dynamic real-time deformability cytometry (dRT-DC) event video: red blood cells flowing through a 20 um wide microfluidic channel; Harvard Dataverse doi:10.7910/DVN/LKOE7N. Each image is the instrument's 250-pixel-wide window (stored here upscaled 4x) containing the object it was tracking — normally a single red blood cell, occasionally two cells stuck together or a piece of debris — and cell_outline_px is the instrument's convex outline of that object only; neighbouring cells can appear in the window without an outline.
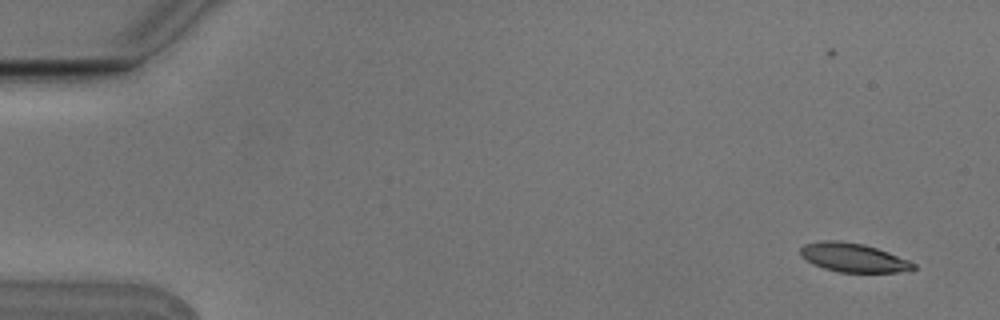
{"species": "Egyptian fruit bat (a non-hibernating species)", "species_latin": "Rousettus aegyptiacus", "temperature_condition": "cold", "stored_images_in_passage": 5, "camera_frame_rate_fps": 3000, "um_per_image_px": 0.085, "animal": {"sex": "male"}, "frame": {"image": 1, "passage_image": 1, "time_ms": 0.0, "image_size_px": [1000, 320], "cell_outline_px": [[916, 268], [896, 272], [840, 272], [824, 268], [812, 264], [804, 260], [800, 256], [800, 248], [804, 244], [824, 240], [840, 240], [864, 244], [888, 252], [908, 260], [916, 264]], "centroid_in_image_um": [72.47, 21.88], "position_along_channel_um": 12.5, "area_um2": 19.02}}
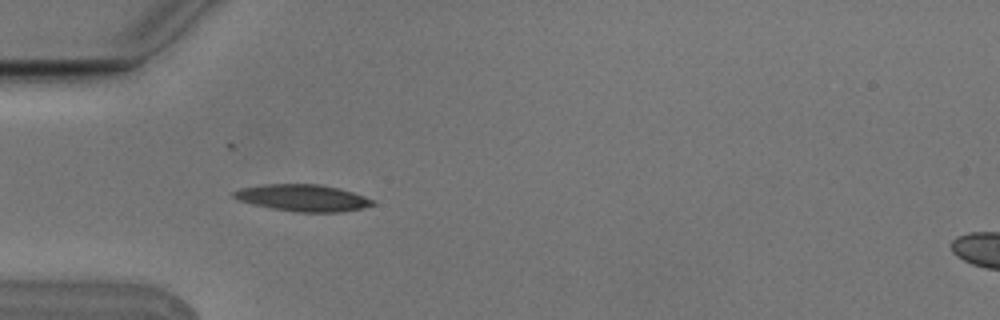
{"frame": {"image": 2, "passage_image": 5, "time_ms": 1.333, "image_size_px": [1000, 320], "cell_outline_px": [[376, 204], [360, 208], [340, 212], [296, 212], [272, 208], [252, 204], [236, 200], [232, 196], [232, 192], [240, 188], [260, 184], [320, 184], [352, 192], [364, 196], [372, 200]], "centroid_in_image_um": [25.66, 16.81], "position_along_channel_um": 59.3, "area_um2": 21.62}}